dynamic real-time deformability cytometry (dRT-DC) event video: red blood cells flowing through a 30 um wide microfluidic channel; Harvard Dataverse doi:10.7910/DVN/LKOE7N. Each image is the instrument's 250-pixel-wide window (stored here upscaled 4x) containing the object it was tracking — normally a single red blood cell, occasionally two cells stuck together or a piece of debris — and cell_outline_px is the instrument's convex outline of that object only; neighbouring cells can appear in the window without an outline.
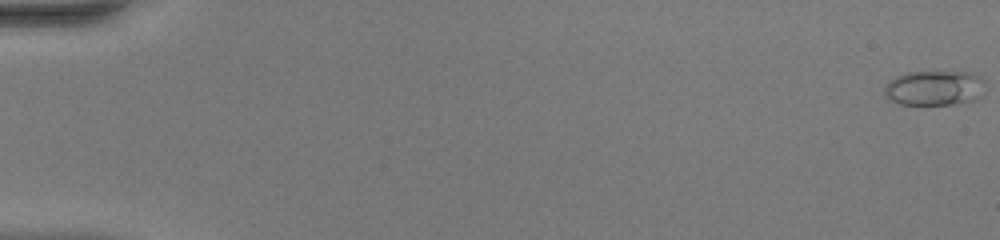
{"species": "common noctule bat (a hibernating species)", "species_latin": "Nyctalus noctula", "temperature_condition": "warm", "stored_images_in_passage": 51, "camera_frame_rate_fps": 3000, "um_per_image_px": 0.085, "animal": {"sex": "female", "body_mass_g": 20.0, "forearm_length_mm": 54.0}, "frame": {"image": 1, "passage_image": 1, "time_ms": 0.0, "image_size_px": [1000, 240], "cell_outline_px": [[984, 92], [980, 96], [972, 100], [952, 104], [900, 104], [892, 100], [884, 92], [884, 88], [888, 80], [896, 76], [908, 72], [972, 72], [980, 76], [984, 80]], "centroid_in_image_um": [79.44, 7.46], "position_along_channel_um": 5.6, "area_um2": 20.46}}
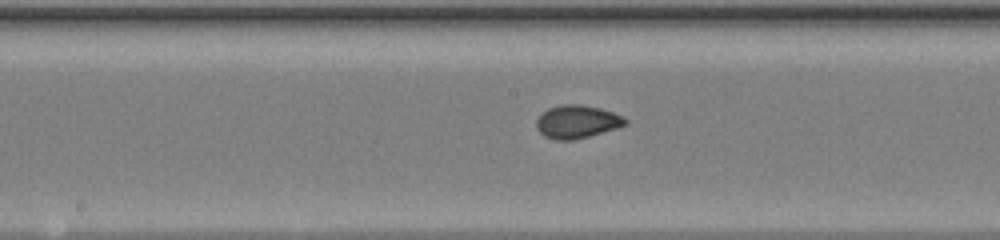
{"frame": {"image": 2, "passage_image": 28, "time_ms": 9.0, "image_size_px": [1000, 240], "cell_outline_px": [[628, 124], [616, 128], [588, 136], [572, 140], [556, 140], [544, 136], [536, 128], [536, 120], [548, 108], [560, 104], [580, 104], [600, 108], [624, 116], [628, 120]], "centroid_in_image_um": [49.05, 10.34], "position_along_channel_um": 199.1, "area_um2": 17.11}}
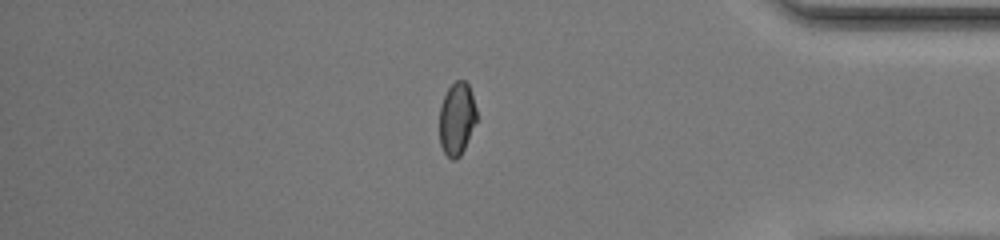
{"frame": {"image": 3, "passage_image": 44, "time_ms": 14.333, "image_size_px": [1000, 240], "cell_outline_px": [[476, 120], [464, 148], [460, 156], [456, 160], [452, 160], [444, 152], [440, 144], [440, 104], [448, 88], [456, 80], [464, 80], [468, 84], [472, 92], [476, 108]], "centroid_in_image_um": [38.82, 10.07], "position_along_channel_um": 396.4, "area_um2": 15.66}, "authors_computed_cell_mechanics": {"area_um2": 16.8776, "velocity_mm_per_s": 4.1687, "shape_relaxation_time_tau1_ms": 5.2203, "shape_relaxation_time_tau2_ms": null, "deformation_change_tau1": 0.1387, "deformation_change_tau2": null}}